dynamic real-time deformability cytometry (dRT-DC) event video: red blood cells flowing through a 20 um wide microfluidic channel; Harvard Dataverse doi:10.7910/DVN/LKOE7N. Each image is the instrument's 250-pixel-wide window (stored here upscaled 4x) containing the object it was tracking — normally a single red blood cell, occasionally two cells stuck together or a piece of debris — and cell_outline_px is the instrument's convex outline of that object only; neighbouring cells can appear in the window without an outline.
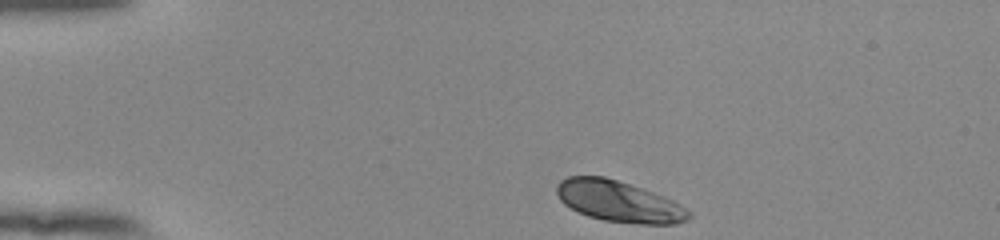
{"species": "human", "species_latin": "Homo sapiens", "temperature_condition": "room temperature", "stored_images_in_passage": 37, "camera_frame_rate_fps": 3000, "um_per_image_px": 0.085, "donor": {"sex": "female"}, "frame": {"image": 1, "passage_image": 1, "time_ms": 0.0, "image_size_px": [1000, 240], "cell_outline_px": [[692, 216], [688, 220], [676, 224], [640, 224], [604, 220], [588, 216], [564, 204], [560, 200], [556, 192], [556, 184], [560, 180], [568, 176], [604, 176], [664, 196], [680, 204], [692, 212]], "centroid_in_image_um": [52.61, 17.12], "position_along_channel_um": 32.4, "area_um2": 31.56}}
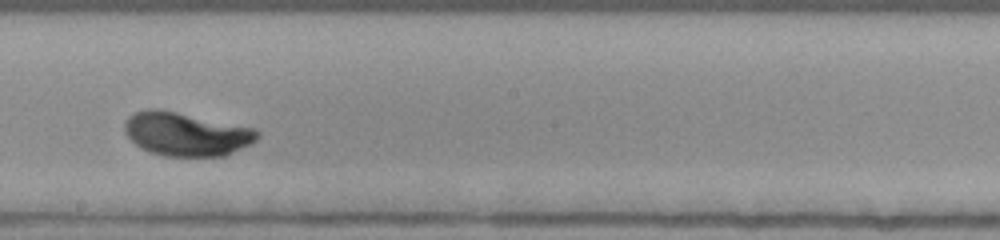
{"frame": {"image": 2, "passage_image": 22, "time_ms": 7.0, "image_size_px": [1000, 240], "cell_outline_px": [[260, 136], [252, 144], [224, 156], [164, 156], [152, 152], [136, 144], [124, 132], [124, 120], [128, 116], [136, 112], [148, 108], [156, 108], [256, 128], [260, 132]], "centroid_in_image_um": [15.85, 11.39], "position_along_channel_um": 232.3, "area_um2": 33.7}}
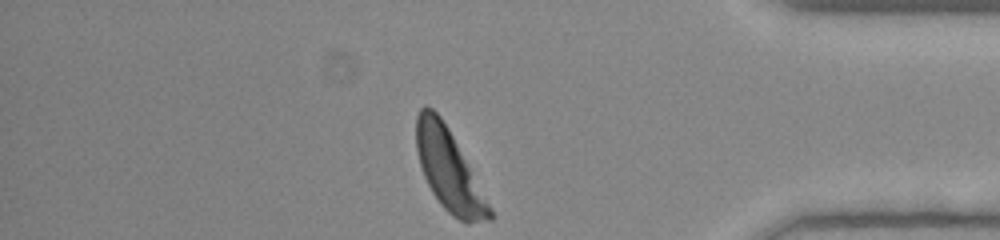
{"frame": {"image": 3, "passage_image": 37, "time_ms": 12.0, "image_size_px": [1000, 240], "cell_outline_px": [[492, 220], [468, 224], [452, 216], [440, 204], [432, 192], [424, 176], [420, 164], [416, 148], [416, 116], [420, 108], [424, 104], [432, 108], [440, 116], [448, 128], [492, 208]], "centroid_in_image_um": [38.14, 14.46], "position_along_channel_um": 397.1, "area_um2": 34.28}, "authors_computed_cell_mechanics": {"area_um2": 33.5818, "velocity_mm_per_s": 3.78, "shape_relaxation_time_tau1_ms": 1.9326, "shape_relaxation_time_tau2_ms": null, "deformation_change_tau1": 0.1338, "deformation_change_tau2": null}}